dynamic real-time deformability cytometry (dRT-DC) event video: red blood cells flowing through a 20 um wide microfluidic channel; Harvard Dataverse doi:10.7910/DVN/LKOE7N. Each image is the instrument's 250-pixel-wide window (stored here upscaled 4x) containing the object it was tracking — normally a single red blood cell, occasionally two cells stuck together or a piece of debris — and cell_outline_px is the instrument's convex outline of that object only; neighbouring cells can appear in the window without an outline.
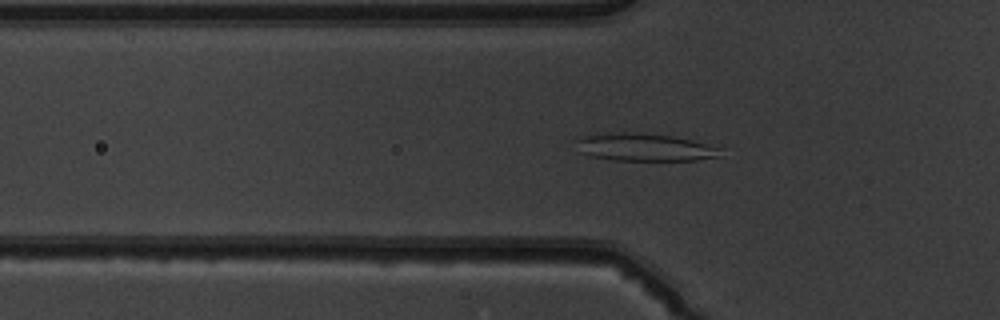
{"species": "common noctule bat (a hibernating species)", "species_latin": "Nyctalus noctula", "temperature_condition": "warm", "stored_images_in_passage": 51, "camera_frame_rate_fps": 3000, "um_per_image_px": 0.085, "animal": {"sex": "male", "body_mass_g": 19.5, "forearm_length_mm": 54.6}, "frame": {"image": 1, "passage_image": 17, "time_ms": 5.333, "image_size_px": [1000, 320], "cell_outline_px": [[724, 148], [720, 156], [696, 160], [612, 160], [588, 156], [580, 152], [576, 140], [584, 136], [620, 132], [636, 132], [672, 136], [692, 140]], "centroid_in_image_um": [54.83, 12.52], "position_along_channel_um": 71.0, "area_um2": 23.24}}
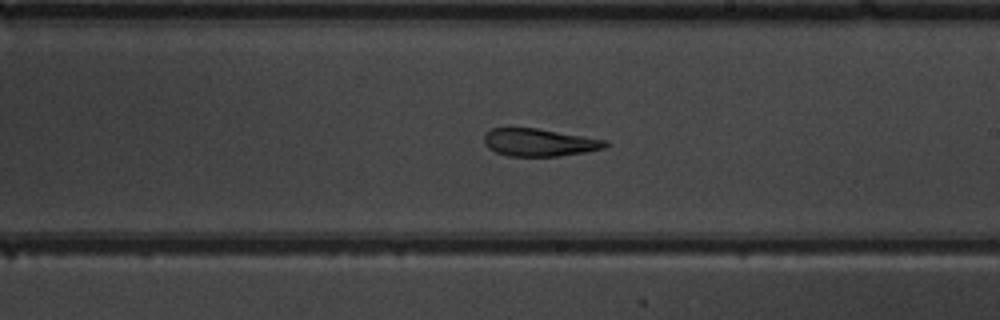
{"frame": {"image": 2, "passage_image": 30, "time_ms": 9.667, "image_size_px": [1000, 320], "cell_outline_px": [[608, 144], [604, 148], [584, 152], [560, 156], [508, 156], [496, 152], [488, 148], [484, 144], [484, 132], [492, 128], [536, 128], [608, 140]], "centroid_in_image_um": [45.81, 12.1], "position_along_channel_um": 243.2, "area_um2": 19.54}}
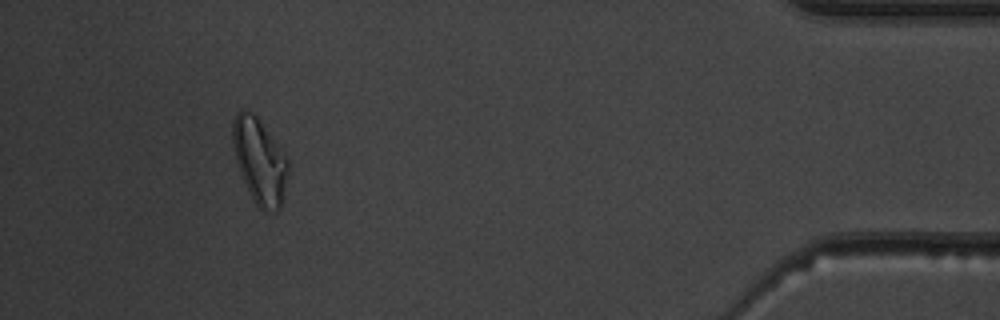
{"frame": {"image": 3, "passage_image": 47, "time_ms": 15.333, "image_size_px": [1000, 320], "cell_outline_px": [[288, 172], [280, 208], [276, 212], [260, 208], [252, 200], [240, 172], [236, 160], [232, 144], [232, 120], [244, 108], [252, 112], [256, 116], [288, 160]], "centroid_in_image_um": [22.04, 13.7], "position_along_channel_um": 413.2, "area_um2": 26.99}, "authors_computed_cell_mechanics": {"area_um2": 23.2356, "velocity_mm_per_s": 3.9893, "shape_relaxation_time_tau1_ms": null, "shape_relaxation_time_tau2_ms": 3.5361, "deformation_change_tau1": null, "deformation_change_tau2": 0.1417}}